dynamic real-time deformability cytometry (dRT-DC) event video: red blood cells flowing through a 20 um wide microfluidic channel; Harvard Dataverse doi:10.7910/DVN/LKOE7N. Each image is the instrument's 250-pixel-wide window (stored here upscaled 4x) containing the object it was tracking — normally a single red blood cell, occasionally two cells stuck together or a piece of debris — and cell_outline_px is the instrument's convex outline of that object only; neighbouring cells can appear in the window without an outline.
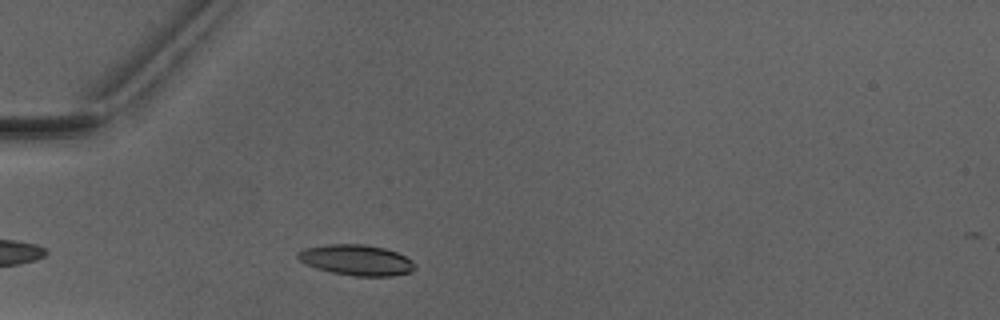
{"species": "Egyptian fruit bat (a non-hibernating species)", "species_latin": "Rousettus aegyptiacus", "temperature_condition": "warm", "stored_images_in_passage": 1, "camera_frame_rate_fps": 3000, "um_per_image_px": 0.085, "animal": {"sex": "male"}, "frame": {"image": 1, "passage_image": 1, "time_ms": 0.0, "image_size_px": [1000, 320], "cell_outline_px": [[416, 268], [412, 272], [392, 276], [352, 276], [332, 272], [316, 268], [300, 260], [296, 256], [304, 248], [328, 244], [364, 244], [384, 248], [396, 252], [412, 260], [416, 264]], "centroid_in_image_um": [30.34, 22.11], "position_along_channel_um": 54.7, "area_um2": 20.87}}